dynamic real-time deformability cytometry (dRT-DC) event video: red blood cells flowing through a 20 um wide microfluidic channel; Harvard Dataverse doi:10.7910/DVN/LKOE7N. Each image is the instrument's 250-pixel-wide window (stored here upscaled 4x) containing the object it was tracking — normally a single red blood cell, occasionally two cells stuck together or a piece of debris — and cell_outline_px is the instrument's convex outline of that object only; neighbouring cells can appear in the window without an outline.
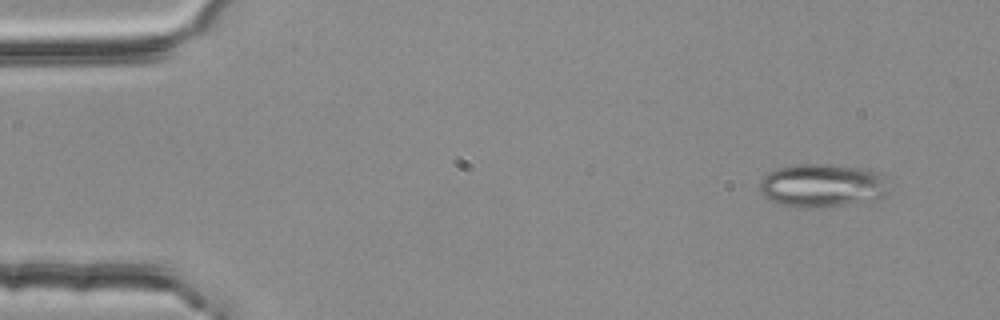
{"species": "common noctule bat (a hibernating species)", "species_latin": "Nyctalus noctula", "temperature_condition": "room temperature", "stored_images_in_passage": 4, "camera_frame_rate_fps": 3000, "um_per_image_px": 0.085, "animal": {"sex": "female", "body_mass_g": 25.1}, "frame": {"image": 1, "passage_image": 1, "time_ms": 0.0, "image_size_px": [1000, 320], "cell_outline_px": [[888, 192], [884, 196], [876, 200], [844, 204], [800, 208], [796, 208], [780, 204], [768, 200], [760, 192], [760, 180], [768, 172], [780, 168], [800, 164], [828, 164], [868, 168], [884, 176]], "centroid_in_image_um": [69.88, 15.76], "position_along_channel_um": 15.1, "area_um2": 32.66}}